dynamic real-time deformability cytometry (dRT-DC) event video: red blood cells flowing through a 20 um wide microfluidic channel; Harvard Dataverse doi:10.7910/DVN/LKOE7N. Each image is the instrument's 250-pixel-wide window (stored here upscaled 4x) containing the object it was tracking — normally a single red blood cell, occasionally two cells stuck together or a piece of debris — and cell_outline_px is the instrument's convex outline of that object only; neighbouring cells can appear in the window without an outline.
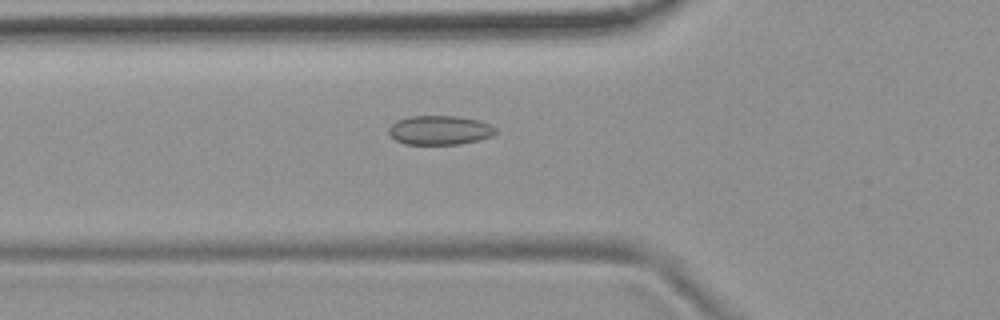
{"species": "common noctule bat (a hibernating species)", "species_latin": "Nyctalus noctula", "temperature_condition": "room temperature", "stored_images_in_passage": 47, "camera_frame_rate_fps": 3000, "um_per_image_px": 0.085, "animal": {"sex": "female", "body_mass_g": 19.9}, "frame": {"image": 1, "passage_image": 12, "time_ms": 3.667, "image_size_px": [1000, 320], "cell_outline_px": [[496, 132], [492, 136], [480, 140], [460, 144], [404, 144], [396, 140], [388, 132], [388, 128], [396, 120], [408, 116], [456, 116], [480, 120], [496, 128]], "centroid_in_image_um": [37.37, 11.06], "position_along_channel_um": 88.4, "area_um2": 18.26}}
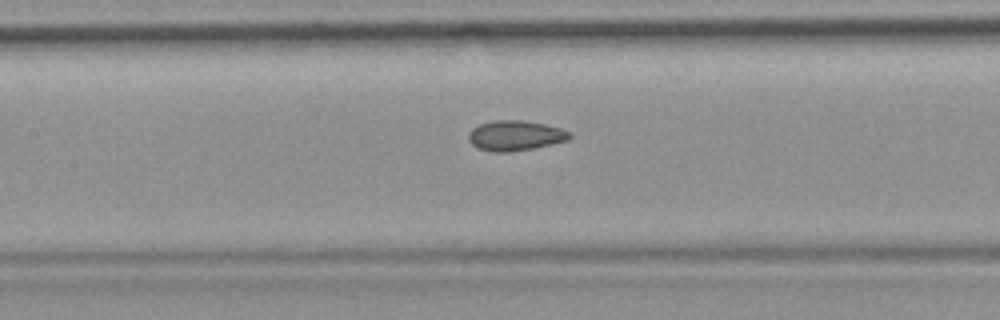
{"frame": {"image": 2, "passage_image": 18, "time_ms": 5.667, "image_size_px": [1000, 320], "cell_outline_px": [[572, 136], [568, 140], [532, 148], [508, 152], [492, 152], [476, 148], [468, 140], [468, 132], [472, 128], [480, 124], [496, 120], [524, 120], [544, 124], [560, 128], [572, 132]], "centroid_in_image_um": [43.78, 11.52], "position_along_channel_um": 163.6, "area_um2": 17.8}}
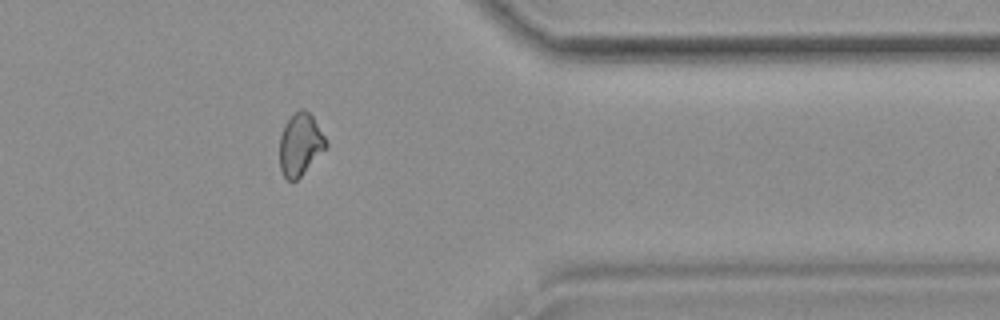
{"frame": {"image": 3, "passage_image": 37, "time_ms": 12.0, "image_size_px": [1000, 320], "cell_outline_px": [[328, 148], [292, 184], [284, 176], [280, 168], [280, 136], [284, 124], [300, 108], [304, 108], [312, 116], [324, 136], [328, 144]], "centroid_in_image_um": [25.53, 12.3], "position_along_channel_um": 385.9, "area_um2": 16.82}, "authors_computed_cell_mechanics": {"area_um2": 17.1666, "velocity_mm_per_s": 3.7371, "shape_relaxation_time_tau1_ms": null, "shape_relaxation_time_tau2_ms": 2.4084, "deformation_change_tau1": null, "deformation_change_tau2": 0.0763}}